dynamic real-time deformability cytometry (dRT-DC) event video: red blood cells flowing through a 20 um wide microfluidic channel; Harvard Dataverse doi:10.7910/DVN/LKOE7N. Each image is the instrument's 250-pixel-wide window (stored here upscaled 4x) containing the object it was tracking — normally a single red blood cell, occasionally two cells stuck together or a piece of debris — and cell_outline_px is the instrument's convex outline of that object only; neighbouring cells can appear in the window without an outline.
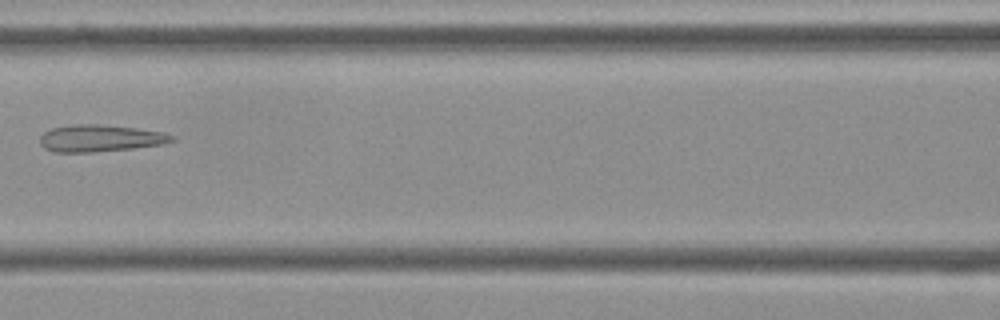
{"species": "Egyptian fruit bat (a non-hibernating species)", "species_latin": "Rousettus aegyptiacus", "temperature_condition": "cold", "stored_images_in_passage": 10, "camera_frame_rate_fps": 3000, "um_per_image_px": 0.085, "frame": {"image": 1, "passage_image": 7, "time_ms": 2.0, "image_size_px": [1000, 320], "cell_outline_px": [[176, 140], [164, 144], [132, 148], [92, 152], [56, 152], [44, 148], [40, 144], [40, 136], [44, 132], [52, 128], [76, 124], [96, 124], [136, 128], [164, 132], [176, 136]], "centroid_in_image_um": [8.54, 11.75], "position_along_channel_um": 158.1, "area_um2": 20.69}}
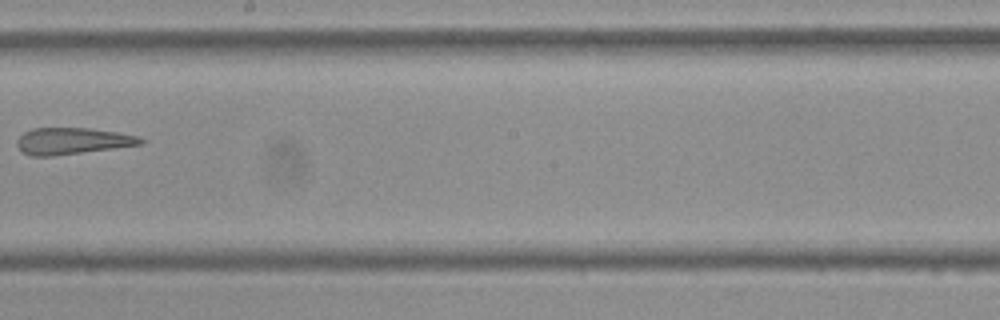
{"frame": {"image": 2, "passage_image": 9, "time_ms": 2.667, "image_size_px": [1000, 320], "cell_outline_px": [[144, 144], [52, 156], [32, 156], [20, 152], [16, 144], [16, 140], [24, 132], [32, 128], [88, 128], [116, 132], [140, 136], [144, 140]], "centroid_in_image_um": [6.11, 11.98], "position_along_channel_um": 242.1, "area_um2": 19.19}}
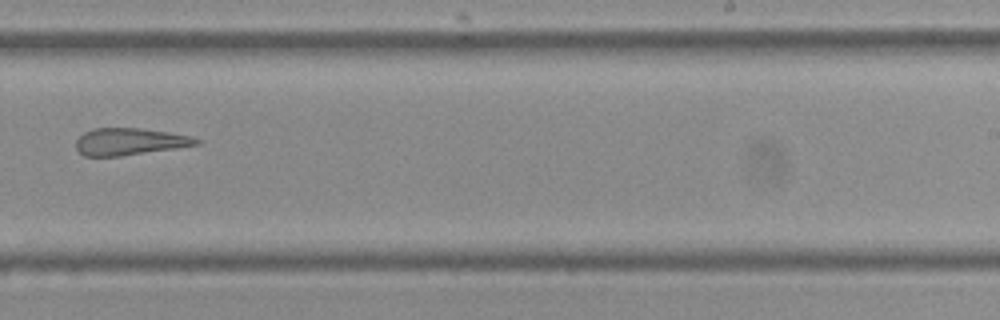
{"frame": {"image": 3, "passage_image": 10, "time_ms": 3.0, "image_size_px": [1000, 320], "cell_outline_px": [[200, 144], [176, 148], [120, 156], [84, 156], [76, 148], [76, 140], [84, 132], [96, 128], [140, 128], [168, 132], [188, 136], [200, 140]], "centroid_in_image_um": [10.99, 12.04], "position_along_channel_um": 278.0, "area_um2": 18.73}}